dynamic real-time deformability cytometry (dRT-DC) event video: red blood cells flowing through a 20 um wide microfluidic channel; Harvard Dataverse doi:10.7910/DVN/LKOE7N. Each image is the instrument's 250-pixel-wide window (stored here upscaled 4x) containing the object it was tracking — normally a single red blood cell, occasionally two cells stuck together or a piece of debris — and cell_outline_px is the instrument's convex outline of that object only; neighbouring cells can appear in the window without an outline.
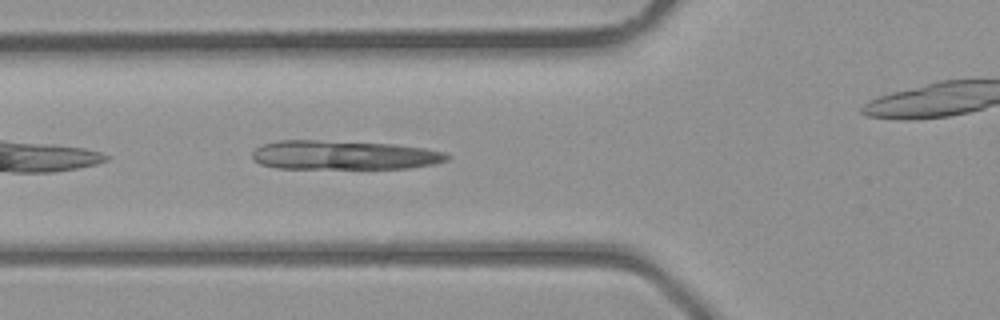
{"species": "common noctule bat (a hibernating species)", "species_latin": "Nyctalus noctula", "temperature_condition": "room temperature", "stored_images_in_passage": 28, "camera_frame_rate_fps": 3000, "um_per_image_px": 0.085, "animal": {"sex": "male", "body_mass_g": 23.1, "forearm_length_mm": 52.7}, "frame": {"image": 1, "passage_image": 3, "time_ms": 0.667, "image_size_px": [1000, 320], "cell_outline_px": [[452, 156], [448, 160], [432, 164], [408, 168], [276, 168], [260, 164], [252, 160], [252, 152], [260, 144], [280, 140], [316, 140], [392, 144], [424, 148], [444, 152]], "centroid_in_image_um": [29.19, 13.18], "position_along_channel_um": 96.6, "area_um2": 33.06}}
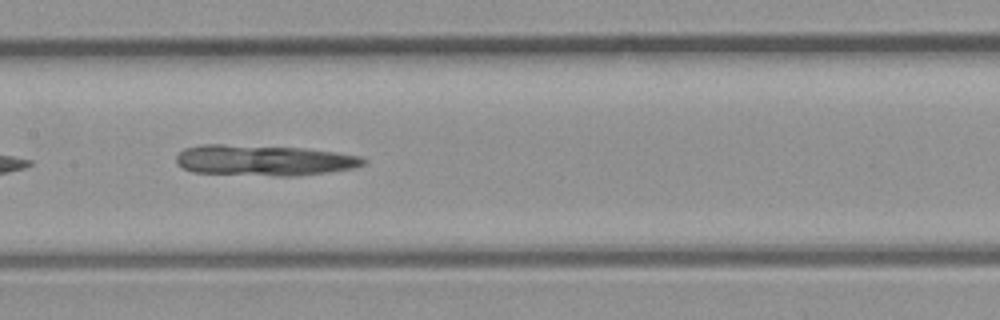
{"frame": {"image": 2, "passage_image": 8, "time_ms": 2.333, "image_size_px": [1000, 320], "cell_outline_px": [[368, 160], [364, 164], [356, 168], [328, 172], [296, 176], [276, 176], [192, 172], [176, 164], [176, 156], [184, 148], [200, 144], [224, 144], [304, 148], [336, 152], [364, 156]], "centroid_in_image_um": [22.46, 13.62], "position_along_channel_um": 184.9, "area_um2": 33.93}}
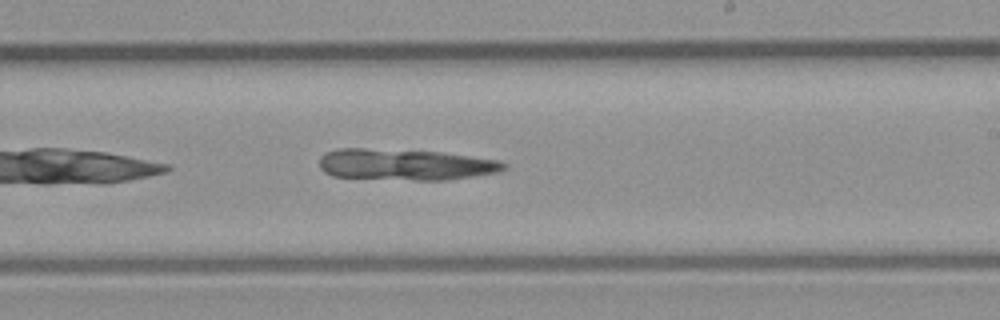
{"frame": {"image": 3, "passage_image": 12, "time_ms": 3.667, "image_size_px": [1000, 320], "cell_outline_px": [[508, 168], [500, 172], [444, 180], [416, 180], [332, 176], [324, 172], [320, 168], [320, 156], [324, 152], [340, 148], [364, 148], [444, 152], [500, 160], [508, 164]], "centroid_in_image_um": [34.48, 13.98], "position_along_channel_um": 254.5, "area_um2": 33.81}}